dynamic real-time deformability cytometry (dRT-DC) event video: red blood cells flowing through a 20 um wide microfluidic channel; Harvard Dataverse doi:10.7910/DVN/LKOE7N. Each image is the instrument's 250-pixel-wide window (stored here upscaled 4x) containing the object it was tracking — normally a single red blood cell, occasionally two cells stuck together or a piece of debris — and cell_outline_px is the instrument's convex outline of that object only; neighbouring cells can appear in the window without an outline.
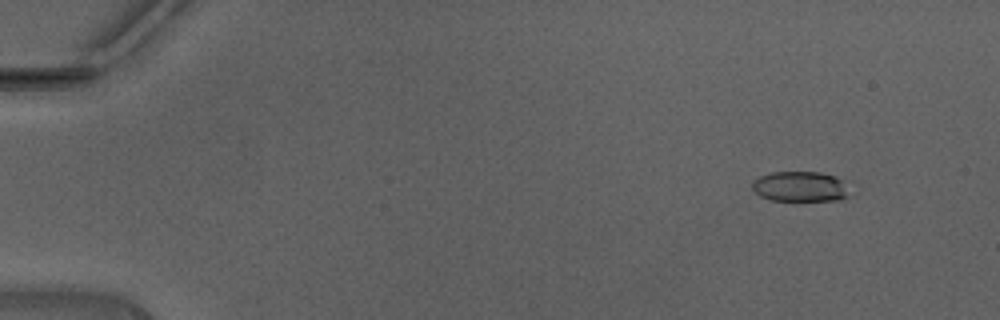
{"species": "Egyptian fruit bat (a non-hibernating species)", "species_latin": "Rousettus aegyptiacus", "temperature_condition": "warm", "stored_images_in_passage": 48, "camera_frame_rate_fps": 3000, "um_per_image_px": 0.085, "animal": {"sex": "male"}, "frame": {"image": 1, "passage_image": 6, "time_ms": 1.667, "image_size_px": [1000, 320], "cell_outline_px": [[848, 196], [840, 200], [772, 200], [760, 196], [752, 188], [752, 180], [768, 172], [820, 172], [836, 176], [844, 180]], "centroid_in_image_um": [67.99, 15.84], "position_along_channel_um": 17.0, "area_um2": 17.17}}
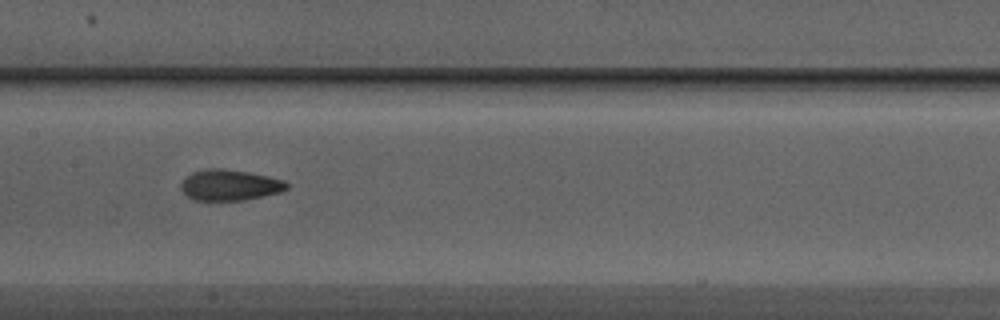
{"frame": {"image": 2, "passage_image": 26, "time_ms": 8.333, "image_size_px": [1000, 320], "cell_outline_px": [[288, 188], [280, 192], [244, 200], [192, 200], [180, 188], [180, 184], [192, 172], [212, 168], [224, 168], [248, 172], [268, 176], [284, 180], [288, 184]], "centroid_in_image_um": [19.53, 15.73], "position_along_channel_um": 187.9, "area_um2": 18.9}}
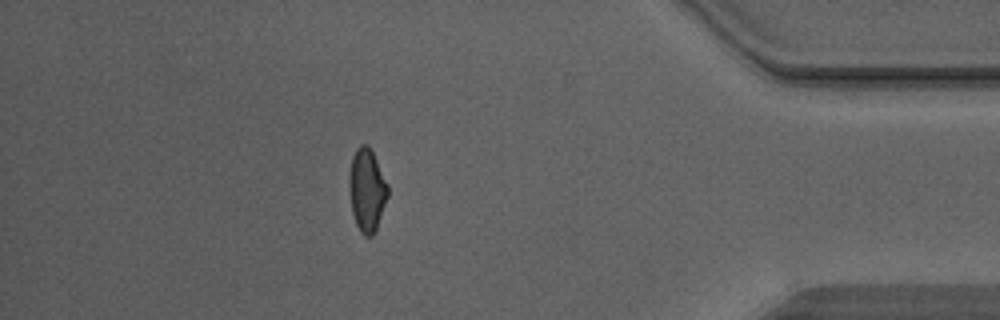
{"frame": {"image": 3, "passage_image": 43, "time_ms": 14.0, "image_size_px": [1000, 320], "cell_outline_px": [[388, 196], [376, 228], [372, 236], [364, 236], [360, 232], [356, 224], [352, 212], [352, 156], [356, 148], [360, 144], [368, 144], [388, 184]], "centroid_in_image_um": [31.24, 16.17], "position_along_channel_um": 404.0, "area_um2": 17.74}, "authors_computed_cell_mechanics": {"area_um2": 18.3226, "velocity_mm_per_s": 4.4708, "shape_relaxation_time_tau1_ms": 4.3982, "shape_relaxation_time_tau2_ms": 1.6401, "deformation_change_tau1": 0.1463, "deformation_change_tau2": 0.0773}}